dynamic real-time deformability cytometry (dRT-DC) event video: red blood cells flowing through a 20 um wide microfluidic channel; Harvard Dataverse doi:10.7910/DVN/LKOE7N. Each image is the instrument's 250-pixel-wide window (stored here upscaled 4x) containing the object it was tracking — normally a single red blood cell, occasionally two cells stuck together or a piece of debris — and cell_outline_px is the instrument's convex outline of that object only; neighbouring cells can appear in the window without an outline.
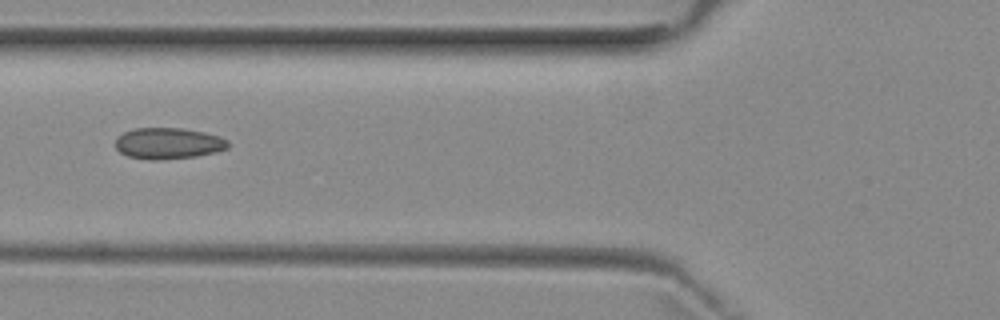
{"species": "common noctule bat (a hibernating species)", "species_latin": "Nyctalus noctula", "temperature_condition": "room temperature", "stored_images_in_passage": 7, "camera_frame_rate_fps": 3000, "um_per_image_px": 0.085, "animal": {"sex": "female", "body_mass_g": 29.2, "forearm_length_mm": 56.3}, "frame": {"image": 1, "passage_image": 6, "time_ms": 6.0, "image_size_px": [1000, 320], "cell_outline_px": [[228, 148], [216, 152], [196, 156], [156, 160], [148, 160], [128, 156], [120, 152], [116, 148], [116, 136], [124, 132], [136, 128], [184, 128], [204, 132], [220, 136], [228, 140]], "centroid_in_image_um": [14.3, 12.18], "position_along_channel_um": 111.5, "area_um2": 20.58}}
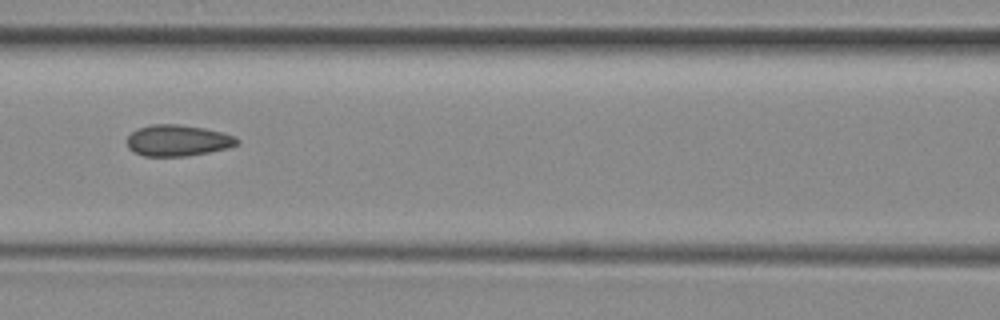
{"frame": {"image": 2, "passage_image": 7, "time_ms": 7.0, "image_size_px": [1000, 320], "cell_outline_px": [[240, 144], [228, 148], [188, 156], [144, 156], [132, 152], [128, 148], [128, 136], [136, 128], [152, 124], [176, 124], [204, 128], [224, 132], [236, 136], [240, 140]], "centroid_in_image_um": [15.13, 11.94], "position_along_channel_um": 151.5, "area_um2": 20.29}}